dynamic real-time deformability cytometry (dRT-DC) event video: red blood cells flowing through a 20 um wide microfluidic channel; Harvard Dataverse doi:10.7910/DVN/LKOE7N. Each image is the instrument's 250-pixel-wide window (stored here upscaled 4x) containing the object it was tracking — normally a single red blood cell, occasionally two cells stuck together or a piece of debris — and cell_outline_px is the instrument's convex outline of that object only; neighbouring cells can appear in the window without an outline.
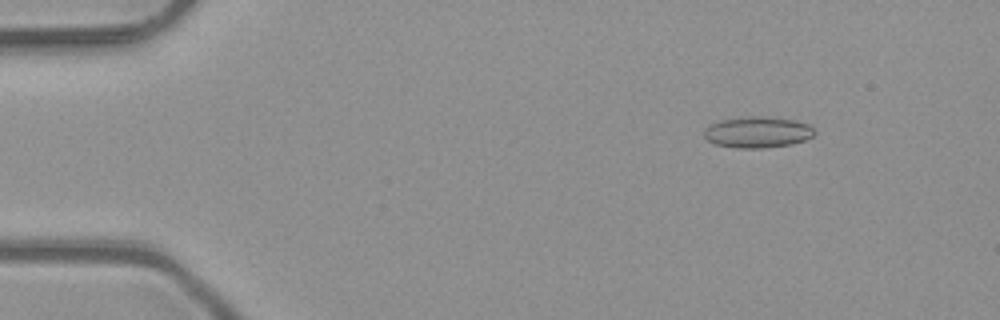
{"species": "common noctule bat (a hibernating species)", "species_latin": "Nyctalus noctula", "temperature_condition": "room temperature", "stored_images_in_passage": 51, "camera_frame_rate_fps": 3000, "um_per_image_px": 0.085, "animal": {"sex": "male", "body_mass_g": 23.1, "forearm_length_mm": 52.7}, "frame": {"image": 1, "passage_image": 7, "time_ms": 2.0, "image_size_px": [1000, 320], "cell_outline_px": [[816, 132], [812, 136], [804, 140], [792, 144], [764, 148], [736, 148], [716, 144], [708, 140], [704, 136], [704, 128], [720, 120], [740, 116], [768, 116], [796, 120], [808, 124]], "centroid_in_image_um": [64.39, 11.22], "position_along_channel_um": 20.6, "area_um2": 20.23}}
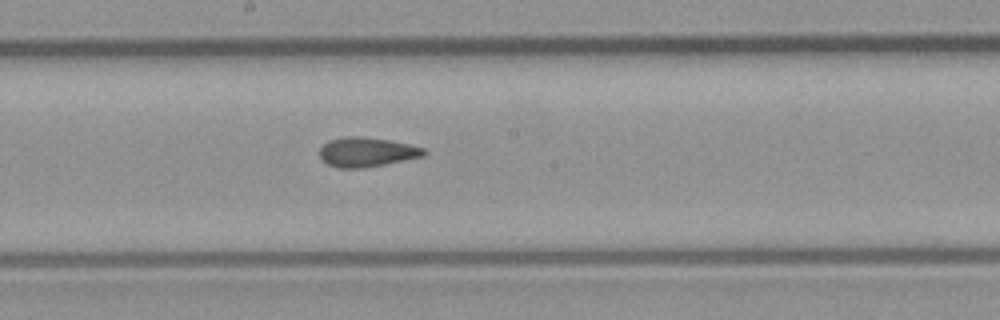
{"frame": {"image": 2, "passage_image": 28, "time_ms": 9.0, "image_size_px": [1000, 320], "cell_outline_px": [[428, 152], [424, 156], [364, 168], [340, 168], [328, 164], [320, 156], [320, 148], [328, 140], [344, 136], [360, 136], [388, 140], [408, 144], [424, 148]], "centroid_in_image_um": [31.17, 12.92], "position_along_channel_um": 217.0, "area_um2": 17.8}}
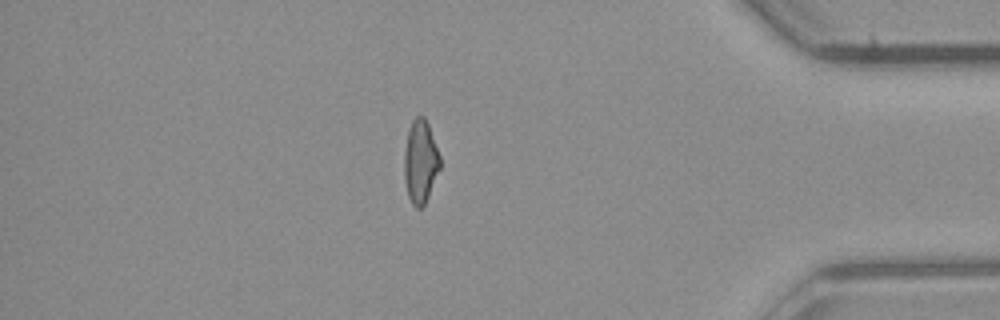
{"frame": {"image": 3, "passage_image": 44, "time_ms": 14.333, "image_size_px": [1000, 320], "cell_outline_px": [[440, 168], [428, 196], [424, 204], [420, 208], [416, 208], [412, 204], [408, 196], [404, 180], [404, 152], [408, 128], [412, 120], [416, 116], [424, 116], [428, 124], [440, 156]], "centroid_in_image_um": [35.72, 13.72], "position_along_channel_um": 399.5, "area_um2": 17.34}, "authors_computed_cell_mechanics": {"area_um2": 17.8024, "velocity_mm_per_s": 4.1087, "shape_relaxation_time_tau1_ms": null, "shape_relaxation_time_tau2_ms": 2.1516, "deformation_change_tau1": null, "deformation_change_tau2": 0.1136}}